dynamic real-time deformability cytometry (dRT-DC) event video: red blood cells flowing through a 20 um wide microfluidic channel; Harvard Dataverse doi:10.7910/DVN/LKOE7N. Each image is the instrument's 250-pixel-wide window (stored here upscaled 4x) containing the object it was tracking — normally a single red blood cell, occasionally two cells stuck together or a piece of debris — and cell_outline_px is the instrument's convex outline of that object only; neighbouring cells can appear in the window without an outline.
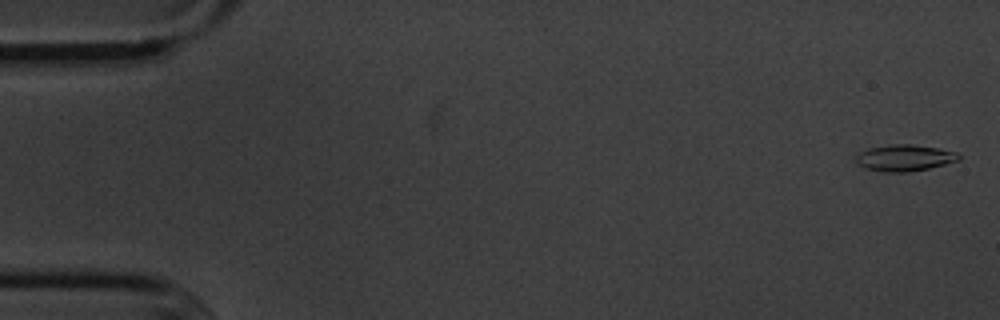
{"species": "common noctule bat (a hibernating species)", "species_latin": "Nyctalus noctula", "temperature_condition": "cold", "stored_images_in_passage": 4, "camera_frame_rate_fps": 3000, "um_per_image_px": 0.085, "animal": {"sex": "male", "body_mass_g": 20.1, "forearm_length_mm": 53.5}, "frame": {"image": 1, "passage_image": 1, "time_ms": 0.0, "image_size_px": [1000, 320], "cell_outline_px": [[960, 160], [928, 168], [908, 172], [884, 172], [864, 168], [856, 164], [856, 156], [860, 152], [868, 148], [892, 144], [912, 144], [936, 148], [956, 152], [960, 156]], "centroid_in_image_um": [76.85, 13.42], "position_along_channel_um": 8.2, "area_um2": 15.78}}